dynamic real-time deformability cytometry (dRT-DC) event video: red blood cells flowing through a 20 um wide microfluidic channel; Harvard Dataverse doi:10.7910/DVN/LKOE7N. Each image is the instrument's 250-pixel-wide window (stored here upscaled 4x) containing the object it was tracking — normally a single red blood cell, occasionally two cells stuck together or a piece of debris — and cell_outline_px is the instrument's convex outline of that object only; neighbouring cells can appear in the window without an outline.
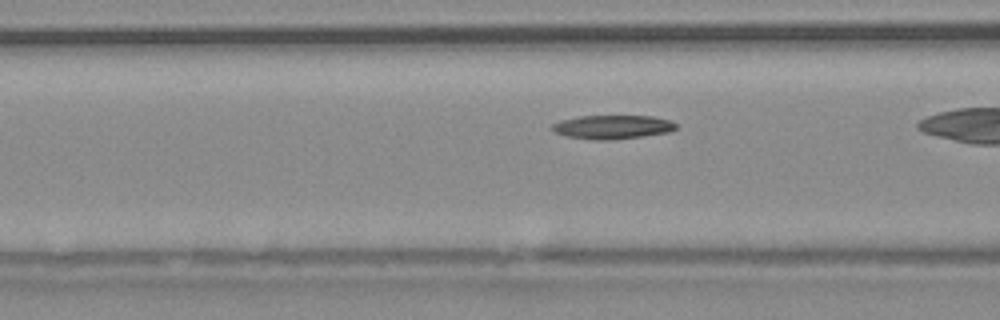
{"species": "common noctule bat (a hibernating species)", "species_latin": "Nyctalus noctula", "temperature_condition": "warm", "stored_images_in_passage": 36, "camera_frame_rate_fps": 3000, "um_per_image_px": 0.085, "animal": {"sex": "male", "body_mass_g": 20.4}, "frame": {"image": 1, "passage_image": 16, "time_ms": 5.0, "image_size_px": [1000, 320], "cell_outline_px": [[676, 128], [668, 132], [640, 136], [608, 140], [592, 140], [568, 136], [556, 132], [548, 128], [552, 124], [560, 120], [580, 116], [652, 116], [668, 120], [676, 124]], "centroid_in_image_um": [52.0, 10.79], "position_along_channel_um": 114.6, "area_um2": 16.99}}